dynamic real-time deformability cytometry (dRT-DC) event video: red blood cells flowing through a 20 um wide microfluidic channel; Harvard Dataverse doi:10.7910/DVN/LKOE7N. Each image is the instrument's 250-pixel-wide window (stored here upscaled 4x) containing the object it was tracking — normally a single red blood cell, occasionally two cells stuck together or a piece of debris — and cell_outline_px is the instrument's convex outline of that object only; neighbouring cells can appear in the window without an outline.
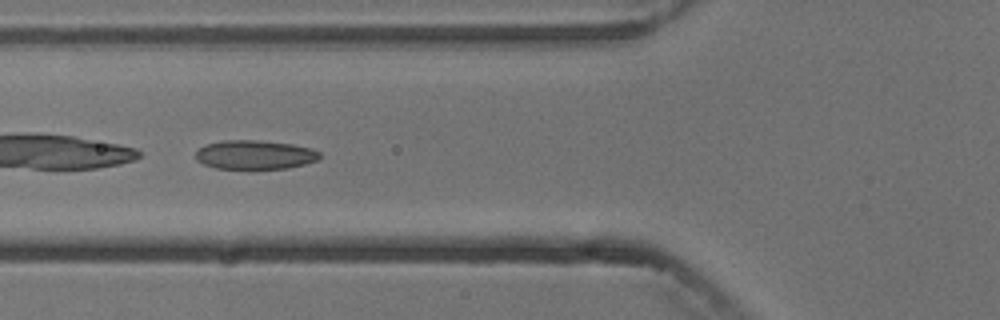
{"species": "common noctule bat (a hibernating species)", "species_latin": "Nyctalus noctula", "temperature_condition": "cold", "stored_images_in_passage": 7, "camera_frame_rate_fps": 3000, "um_per_image_px": 0.085, "animal": {"sex": "male", "body_mass_g": 13.3}, "frame": {"image": 1, "passage_image": 6, "time_ms": 6.0, "image_size_px": [1000, 320], "cell_outline_px": [[320, 156], [316, 160], [304, 164], [288, 168], [252, 172], [216, 168], [204, 164], [196, 160], [196, 152], [204, 144], [224, 140], [256, 140], [292, 144], [312, 148], [320, 152]], "centroid_in_image_um": [21.64, 13.2], "position_along_channel_um": 104.2, "area_um2": 21.85}}
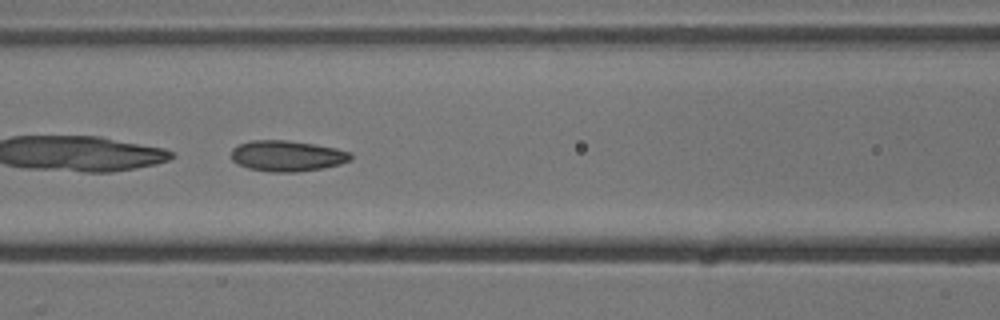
{"frame": {"image": 2, "passage_image": 7, "time_ms": 7.0, "image_size_px": [1000, 320], "cell_outline_px": [[352, 160], [340, 164], [324, 168], [296, 172], [272, 172], [248, 168], [236, 164], [232, 160], [232, 148], [240, 144], [252, 140], [288, 140], [336, 148], [352, 152]], "centroid_in_image_um": [24.42, 13.26], "position_along_channel_um": 142.2, "area_um2": 21.56}}